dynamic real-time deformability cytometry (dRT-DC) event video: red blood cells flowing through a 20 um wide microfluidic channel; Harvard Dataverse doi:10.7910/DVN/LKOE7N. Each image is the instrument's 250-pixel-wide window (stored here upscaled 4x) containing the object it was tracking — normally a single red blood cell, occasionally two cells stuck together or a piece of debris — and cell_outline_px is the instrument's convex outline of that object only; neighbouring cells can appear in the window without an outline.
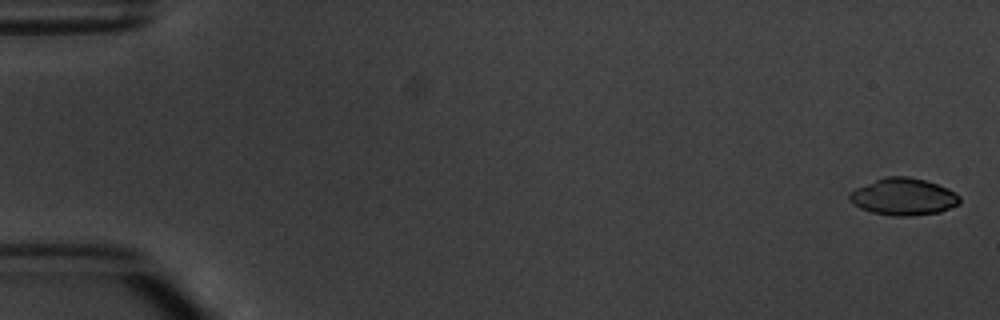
{"species": "common noctule bat (a hibernating species)", "species_latin": "Nyctalus noctula", "temperature_condition": "warm", "stored_images_in_passage": 6, "camera_frame_rate_fps": 3000, "um_per_image_px": 0.085, "animal": {"sex": "male", "body_mass_g": 20.1, "forearm_length_mm": 53.5}, "frame": {"image": 1, "passage_image": 1, "time_ms": 0.0, "image_size_px": [1000, 320], "cell_outline_px": [[960, 204], [940, 212], [912, 216], [892, 216], [872, 212], [860, 208], [848, 200], [848, 192], [856, 188], [884, 176], [908, 176], [924, 180], [948, 188], [956, 192], [960, 196]], "centroid_in_image_um": [76.79, 16.72], "position_along_channel_um": 8.2, "area_um2": 23.99}}